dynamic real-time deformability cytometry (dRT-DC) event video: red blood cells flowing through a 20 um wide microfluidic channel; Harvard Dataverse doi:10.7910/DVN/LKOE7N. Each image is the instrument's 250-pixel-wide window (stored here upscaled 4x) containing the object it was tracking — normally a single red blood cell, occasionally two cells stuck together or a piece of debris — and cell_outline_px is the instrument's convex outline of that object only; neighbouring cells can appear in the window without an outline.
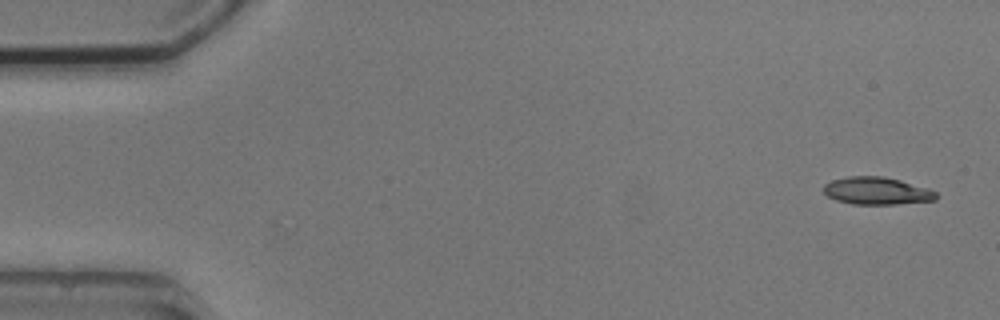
{"species": "common noctule bat (a hibernating species)", "species_latin": "Nyctalus noctula", "temperature_condition": "cold", "stored_images_in_passage": 6, "camera_frame_rate_fps": 3000, "um_per_image_px": 0.085, "animal": {"sex": "male", "body_mass_g": 20.5, "forearm_length_mm": 52.5}, "frame": {"image": 1, "passage_image": 1, "time_ms": 0.0, "image_size_px": [1000, 320], "cell_outline_px": [[936, 200], [896, 204], [852, 204], [836, 200], [828, 196], [824, 192], [824, 184], [832, 180], [848, 176], [884, 176], [900, 180], [928, 188], [936, 192]], "centroid_in_image_um": [74.52, 16.22], "position_along_channel_um": 10.5, "area_um2": 17.98}}
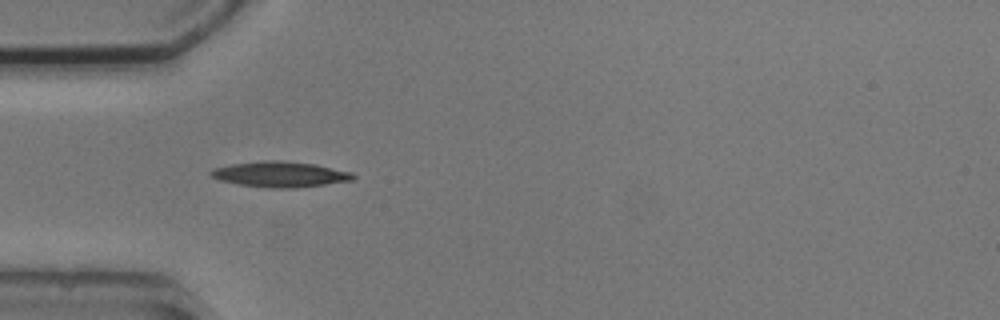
{"frame": {"image": 2, "passage_image": 5, "time_ms": 4.667, "image_size_px": [1000, 320], "cell_outline_px": [[356, 176], [352, 180], [296, 188], [268, 188], [236, 184], [220, 180], [212, 176], [208, 172], [212, 168], [232, 164], [264, 160], [276, 160], [316, 164], [352, 172]], "centroid_in_image_um": [23.79, 14.81], "position_along_channel_um": 61.2, "area_um2": 21.21}}